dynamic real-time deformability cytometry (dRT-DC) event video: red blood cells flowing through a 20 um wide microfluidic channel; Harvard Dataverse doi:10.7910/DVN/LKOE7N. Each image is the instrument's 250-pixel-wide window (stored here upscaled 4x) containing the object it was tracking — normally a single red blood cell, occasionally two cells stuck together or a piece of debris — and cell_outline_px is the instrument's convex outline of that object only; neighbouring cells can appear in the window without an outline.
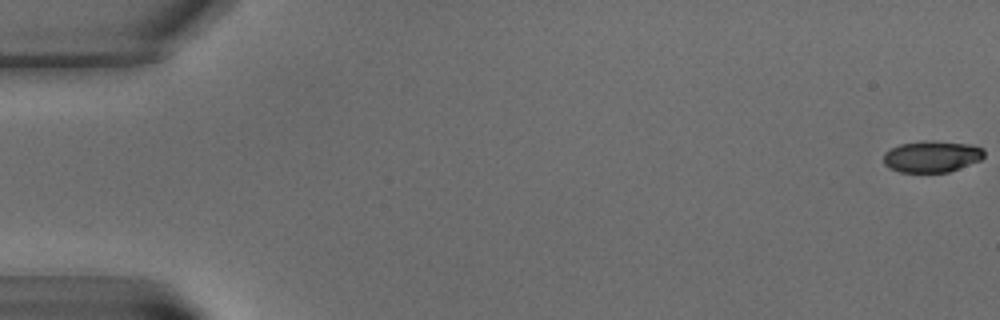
{"species": "common noctule bat (a hibernating species)", "species_latin": "Nyctalus noctula", "temperature_condition": "warm", "stored_images_in_passage": 6, "camera_frame_rate_fps": 3000, "um_per_image_px": 0.085, "animal": {"sex": "male", "body_mass_g": 15.6}, "frame": {"image": 1, "passage_image": 1, "time_ms": 0.0, "image_size_px": [1000, 320], "cell_outline_px": [[984, 156], [980, 160], [948, 172], [900, 172], [888, 168], [884, 164], [884, 152], [900, 144], [924, 140], [968, 144], [984, 148]], "centroid_in_image_um": [79.18, 13.3], "position_along_channel_um": 5.8, "area_um2": 18.38}}
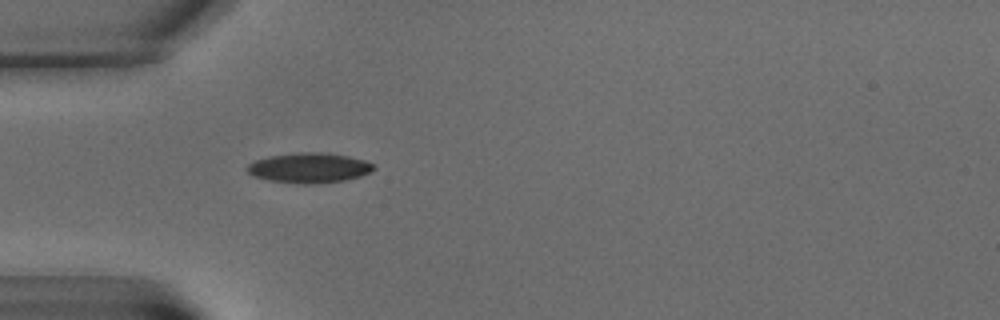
{"frame": {"image": 2, "passage_image": 6, "time_ms": 7.333, "image_size_px": [1000, 320], "cell_outline_px": [[376, 168], [360, 176], [344, 180], [312, 184], [304, 184], [272, 180], [252, 176], [244, 168], [248, 164], [256, 160], [268, 156], [296, 152], [328, 152], [348, 156], [364, 160], [376, 164]], "centroid_in_image_um": [26.28, 14.25], "position_along_channel_um": 58.7, "area_um2": 22.2}}